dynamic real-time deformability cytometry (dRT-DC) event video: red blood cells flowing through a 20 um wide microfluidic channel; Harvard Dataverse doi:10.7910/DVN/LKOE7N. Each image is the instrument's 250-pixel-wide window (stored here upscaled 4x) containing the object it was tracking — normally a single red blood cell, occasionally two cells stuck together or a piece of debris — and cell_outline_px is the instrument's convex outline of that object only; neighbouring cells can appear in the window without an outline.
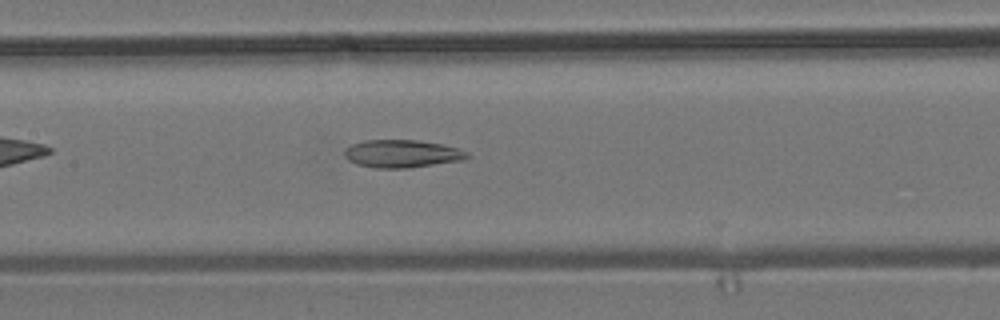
{"species": "common noctule bat (a hibernating species)", "species_latin": "Nyctalus noctula", "temperature_condition": "room temperature", "stored_images_in_passage": 10, "camera_frame_rate_fps": 3000, "um_per_image_px": 0.085, "animal": {"sex": "male", "body_mass_g": 19.2, "forearm_length_mm": 51.8}, "frame": {"image": 1, "passage_image": 9, "time_ms": 2.667, "image_size_px": [1000, 320], "cell_outline_px": [[472, 156], [464, 160], [408, 168], [372, 168], [356, 164], [348, 160], [344, 156], [344, 148], [352, 144], [364, 140], [416, 140], [444, 144], [460, 148], [468, 152]], "centroid_in_image_um": [34.19, 13.06], "position_along_channel_um": 173.2, "area_um2": 20.23}}